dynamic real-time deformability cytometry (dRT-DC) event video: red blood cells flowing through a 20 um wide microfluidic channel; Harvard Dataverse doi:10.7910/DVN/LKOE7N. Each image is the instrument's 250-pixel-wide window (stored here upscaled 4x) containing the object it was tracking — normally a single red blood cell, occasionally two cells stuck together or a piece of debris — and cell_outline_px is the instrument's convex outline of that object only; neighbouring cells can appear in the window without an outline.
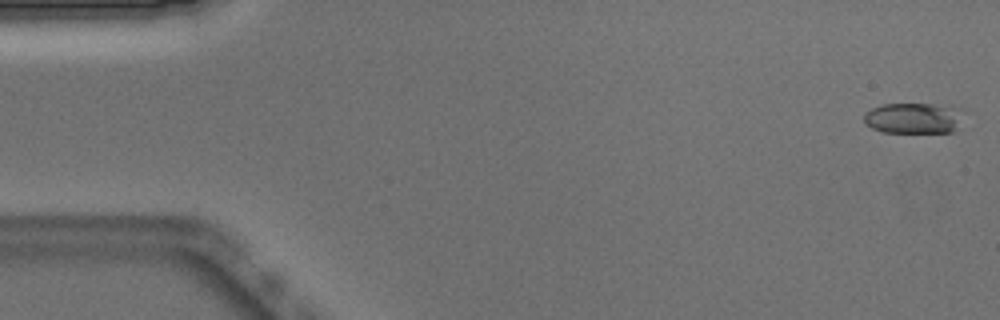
{"species": "Egyptian fruit bat (a non-hibernating species)", "species_latin": "Rousettus aegyptiacus", "temperature_condition": "warm", "stored_images_in_passage": 51, "camera_frame_rate_fps": 3000, "um_per_image_px": 0.085, "animal": {"sex": "male"}, "frame": {"image": 1, "passage_image": 1, "time_ms": 0.0, "image_size_px": [1000, 320], "cell_outline_px": [[968, 112], [956, 132], [884, 132], [872, 128], [864, 124], [864, 112], [872, 108], [884, 104], [952, 104], [964, 108]], "centroid_in_image_um": [77.81, 10.02], "position_along_channel_um": 7.2, "area_um2": 18.79}}
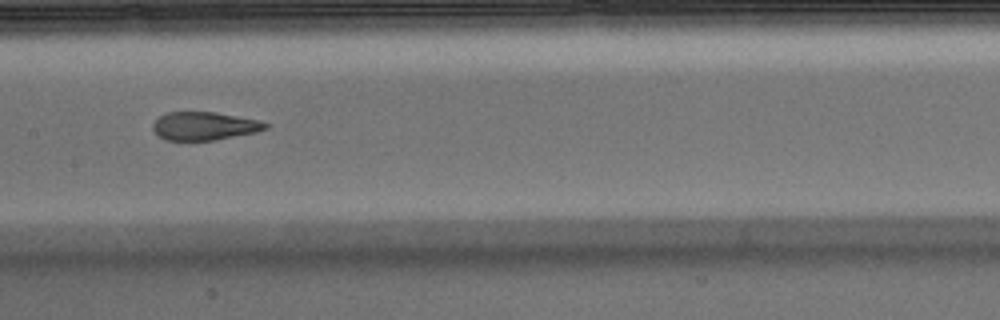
{"frame": {"image": 2, "passage_image": 25, "time_ms": 8.0, "image_size_px": [1000, 320], "cell_outline_px": [[268, 128], [256, 132], [212, 140], [164, 140], [152, 128], [152, 124], [160, 116], [168, 112], [216, 112], [256, 120], [268, 124]], "centroid_in_image_um": [17.34, 10.71], "position_along_channel_um": 190.1, "area_um2": 18.21}}
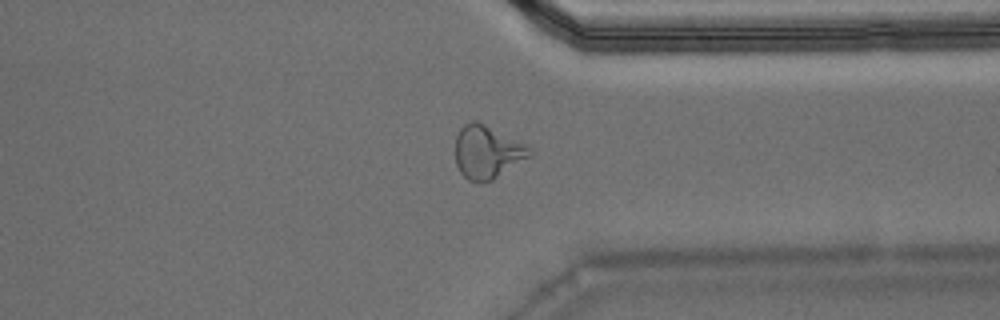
{"frame": {"image": 3, "passage_image": 39, "time_ms": 12.667, "image_size_px": [1000, 320], "cell_outline_px": [[532, 156], [492, 180], [468, 180], [460, 172], [456, 164], [456, 136], [460, 128], [464, 124], [472, 120], [476, 120], [528, 144], [532, 148]], "centroid_in_image_um": [41.45, 12.89], "position_along_channel_um": 370.0, "area_um2": 23.0}, "authors_computed_cell_mechanics": {"area_um2": 19.8832, "velocity_mm_per_s": 3.9078, "shape_relaxation_time_tau1_ms": 7.8525, "shape_relaxation_time_tau2_ms": 0.9384, "deformation_change_tau1": 0.2905, "deformation_change_tau2": 0.0898}}